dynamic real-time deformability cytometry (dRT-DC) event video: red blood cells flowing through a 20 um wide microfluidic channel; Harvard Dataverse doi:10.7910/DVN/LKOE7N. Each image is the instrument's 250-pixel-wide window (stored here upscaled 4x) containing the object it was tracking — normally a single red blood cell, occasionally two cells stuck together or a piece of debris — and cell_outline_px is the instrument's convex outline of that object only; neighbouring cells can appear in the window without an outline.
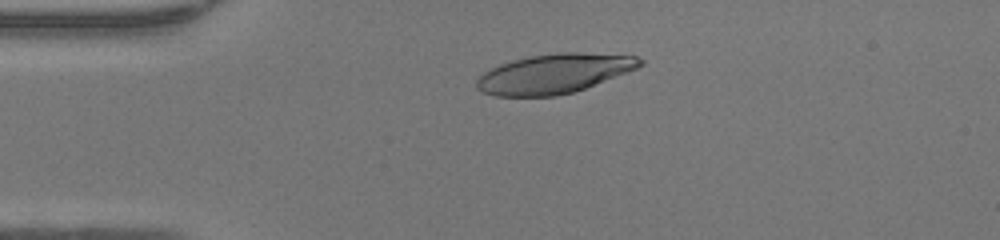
{"species": "human", "species_latin": "Homo sapiens", "temperature_condition": "warm", "stored_images_in_passage": 46, "camera_frame_rate_fps": 3000, "um_per_image_px": 0.085, "donor": {"sex": "female"}, "frame": {"image": 1, "passage_image": 9, "time_ms": 2.667, "image_size_px": [1000, 240], "cell_outline_px": [[644, 64], [636, 68], [584, 88], [572, 92], [556, 96], [496, 96], [484, 92], [476, 88], [476, 80], [484, 72], [500, 64], [512, 60], [528, 56], [556, 52], [580, 52], [636, 56], [644, 60]], "centroid_in_image_um": [47.07, 6.24], "position_along_channel_um": 37.9, "area_um2": 37.28}}
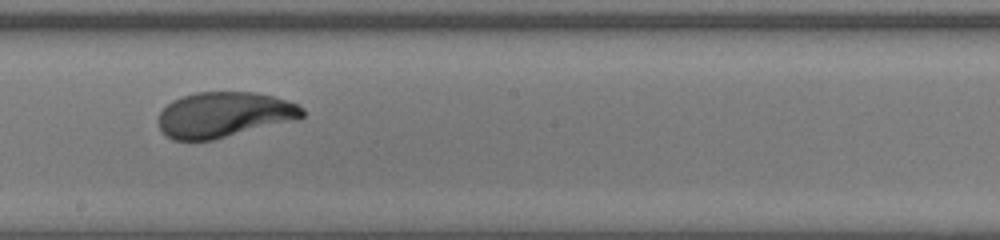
{"frame": {"image": 2, "passage_image": 25, "time_ms": 8.0, "image_size_px": [1000, 240], "cell_outline_px": [[304, 116], [300, 120], [212, 140], [172, 140], [164, 136], [156, 120], [160, 112], [172, 100], [196, 92], [256, 92], [272, 96], [296, 104], [304, 108]], "centroid_in_image_um": [19.05, 9.76], "position_along_channel_um": 229.2, "area_um2": 38.49}}
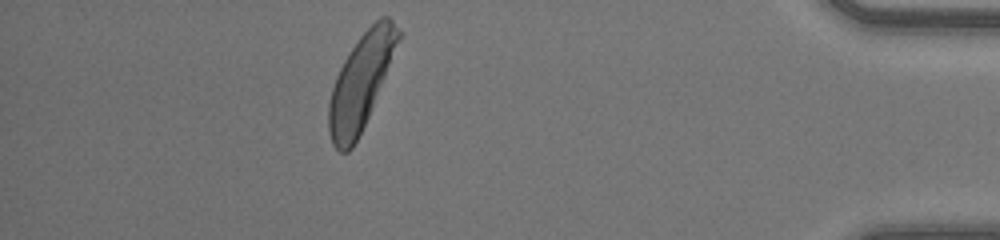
{"frame": {"image": 3, "passage_image": 41, "time_ms": 13.333, "image_size_px": [1000, 240], "cell_outline_px": [[404, 32], [372, 108], [352, 148], [348, 152], [340, 152], [332, 144], [328, 132], [328, 104], [332, 88], [336, 76], [348, 52], [360, 36], [380, 16], [388, 16]], "centroid_in_image_um": [30.69, 6.93], "position_along_channel_um": 404.5, "area_um2": 38.38}, "authors_computed_cell_mechanics": {"area_um2": 38.437, "velocity_mm_per_s": 4.254, "shape_relaxation_time_tau1_ms": 2.5704, "shape_relaxation_time_tau2_ms": 0.8439, "deformation_change_tau1": 0.1721, "deformation_change_tau2": 0.0718}}